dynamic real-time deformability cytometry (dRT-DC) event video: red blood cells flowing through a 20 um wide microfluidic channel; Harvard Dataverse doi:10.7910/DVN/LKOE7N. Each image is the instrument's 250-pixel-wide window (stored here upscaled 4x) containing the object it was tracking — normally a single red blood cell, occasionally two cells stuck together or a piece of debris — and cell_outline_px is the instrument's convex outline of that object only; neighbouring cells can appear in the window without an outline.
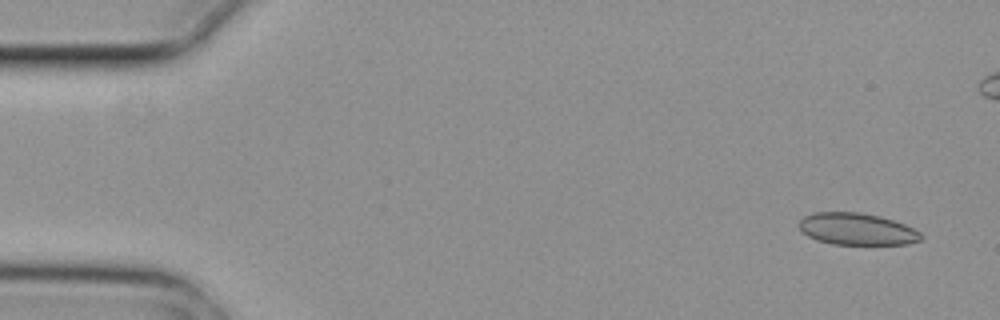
{"species": "common noctule bat (a hibernating species)", "species_latin": "Nyctalus noctula", "temperature_condition": "cold", "stored_images_in_passage": 6, "camera_frame_rate_fps": 3000, "um_per_image_px": 0.085, "animal": {"sex": "female", "body_mass_g": 29.2, "forearm_length_mm": 56.3}, "frame": {"image": 1, "passage_image": 1, "time_ms": 0.0, "image_size_px": [1000, 320], "cell_outline_px": [[924, 236], [920, 240], [908, 244], [832, 244], [816, 240], [808, 236], [796, 224], [804, 216], [812, 212], [860, 212], [880, 216], [904, 224], [920, 232]], "centroid_in_image_um": [72.81, 19.46], "position_along_channel_um": 12.2, "area_um2": 22.72}}
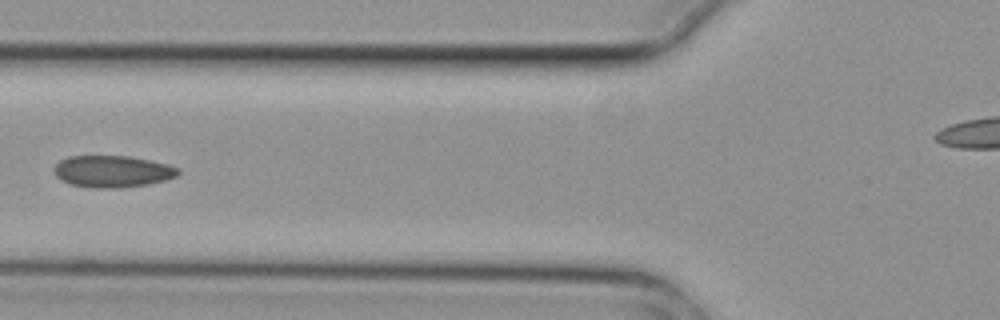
{"frame": {"image": 2, "passage_image": 6, "time_ms": 1.667, "image_size_px": [1000, 320], "cell_outline_px": [[180, 172], [176, 176], [164, 180], [148, 184], [120, 188], [92, 188], [72, 184], [60, 180], [56, 176], [56, 164], [60, 160], [68, 156], [128, 156], [168, 164], [180, 168]], "centroid_in_image_um": [9.57, 14.57], "position_along_channel_um": 116.2, "area_um2": 22.89}}